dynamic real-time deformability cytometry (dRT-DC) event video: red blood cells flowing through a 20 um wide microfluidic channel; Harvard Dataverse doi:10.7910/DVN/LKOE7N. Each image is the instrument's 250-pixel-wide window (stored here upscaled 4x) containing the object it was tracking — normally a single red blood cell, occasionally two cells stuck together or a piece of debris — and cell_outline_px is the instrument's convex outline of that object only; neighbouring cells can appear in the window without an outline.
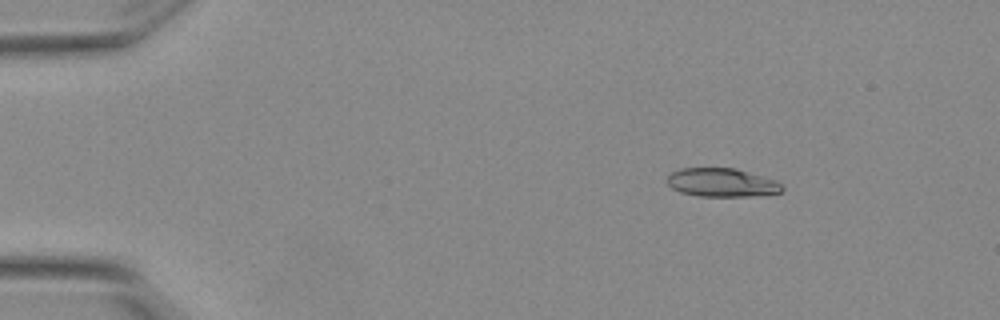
{"species": "Egyptian fruit bat (a non-hibernating species)", "species_latin": "Rousettus aegyptiacus", "temperature_condition": "warm", "stored_images_in_passage": 7, "camera_frame_rate_fps": 3000, "um_per_image_px": 0.085, "animal": {"sex": "female"}, "frame": {"image": 1, "passage_image": 3, "time_ms": 0.667, "image_size_px": [1000, 320], "cell_outline_px": [[784, 188], [780, 192], [748, 196], [700, 196], [680, 192], [672, 188], [668, 184], [668, 176], [672, 172], [680, 168], [736, 168], [776, 180]], "centroid_in_image_um": [61.34, 15.51], "position_along_channel_um": 23.7, "area_um2": 18.96}}
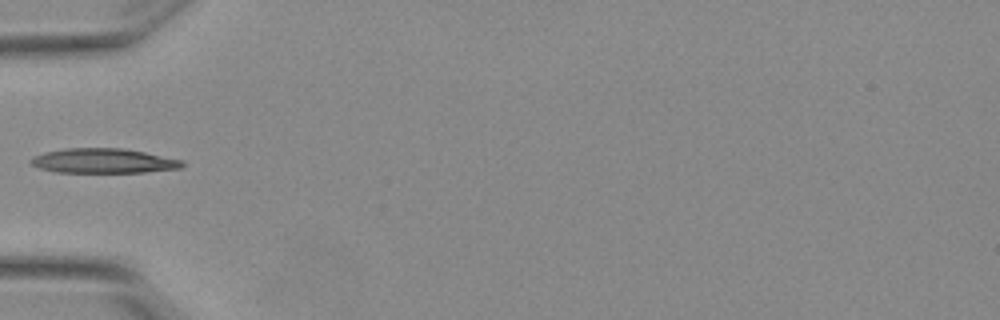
{"frame": {"image": 2, "passage_image": 6, "time_ms": 1.667, "image_size_px": [1000, 320], "cell_outline_px": [[184, 168], [144, 172], [56, 172], [40, 168], [28, 164], [28, 160], [32, 156], [44, 152], [64, 148], [124, 148], [184, 160]], "centroid_in_image_um": [8.77, 13.67], "position_along_channel_um": 76.2, "area_um2": 22.02}}
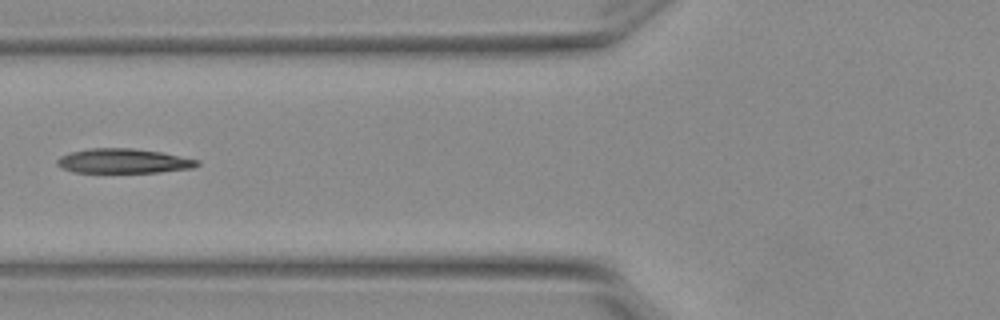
{"frame": {"image": 3, "passage_image": 7, "time_ms": 2.0, "image_size_px": [1000, 320], "cell_outline_px": [[200, 164], [192, 168], [160, 172], [72, 172], [56, 164], [56, 160], [60, 156], [68, 152], [88, 148], [132, 148], [160, 152], [200, 160]], "centroid_in_image_um": [10.47, 13.68], "position_along_channel_um": 115.3, "area_um2": 20.06}}